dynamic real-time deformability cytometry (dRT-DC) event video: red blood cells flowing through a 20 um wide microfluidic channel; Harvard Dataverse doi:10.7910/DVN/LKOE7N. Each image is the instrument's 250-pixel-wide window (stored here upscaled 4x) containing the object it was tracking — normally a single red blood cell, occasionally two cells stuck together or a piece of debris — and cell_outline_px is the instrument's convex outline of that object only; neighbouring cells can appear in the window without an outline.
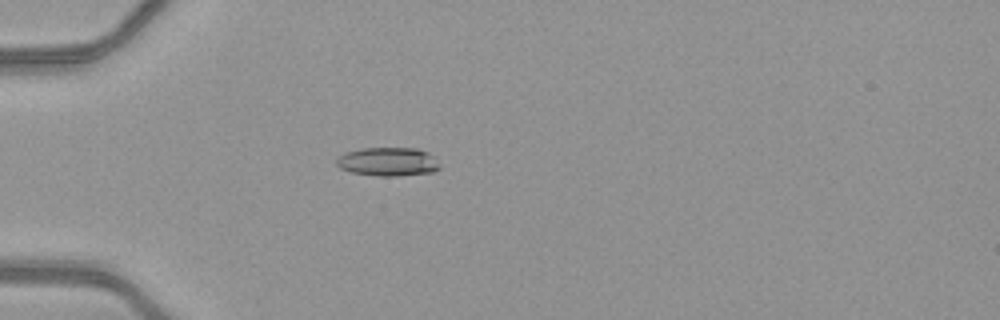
{"species": "common noctule bat (a hibernating species)", "species_latin": "Nyctalus noctula", "temperature_condition": "warm", "stored_images_in_passage": 46, "camera_frame_rate_fps": 3000, "um_per_image_px": 0.085, "animal": {"sex": "female", "body_mass_g": 21.9}, "frame": {"image": 1, "passage_image": 11, "time_ms": 3.333, "image_size_px": [1000, 320], "cell_outline_px": [[440, 168], [432, 172], [400, 176], [376, 176], [352, 172], [340, 168], [336, 164], [336, 160], [344, 152], [360, 148], [416, 148], [428, 152], [440, 164]], "centroid_in_image_um": [32.97, 13.74], "position_along_channel_um": 52.0, "area_um2": 17.34}}
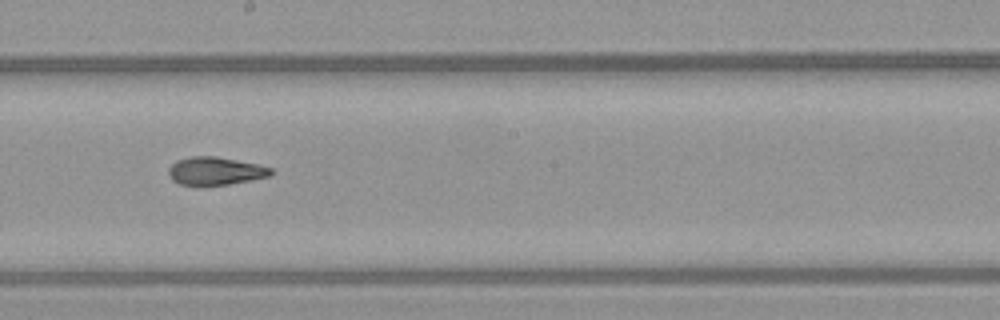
{"frame": {"image": 2, "passage_image": 25, "time_ms": 8.0, "image_size_px": [1000, 320], "cell_outline_px": [[276, 172], [272, 176], [252, 180], [228, 184], [200, 188], [180, 184], [172, 180], [168, 176], [168, 168], [176, 160], [192, 156], [216, 156], [260, 164], [272, 168]], "centroid_in_image_um": [18.32, 14.56], "position_along_channel_um": 229.9, "area_um2": 17.51}}
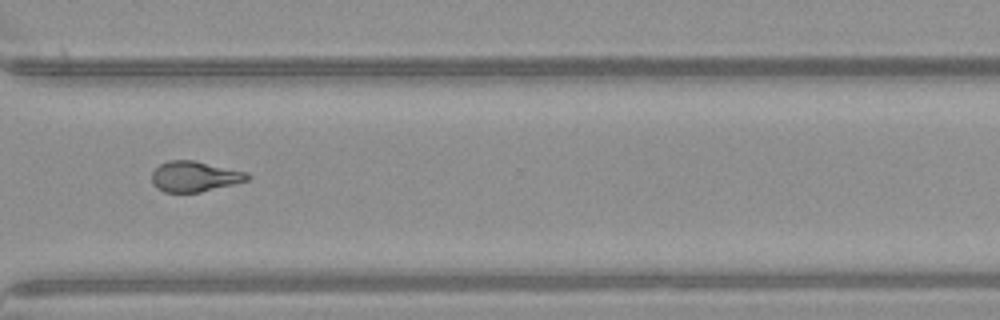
{"frame": {"image": 3, "passage_image": 34, "time_ms": 11.0, "image_size_px": [1000, 320], "cell_outline_px": [[252, 176], [248, 180], [200, 192], [164, 192], [156, 188], [152, 184], [152, 172], [160, 164], [168, 160], [192, 160], [248, 172]], "centroid_in_image_um": [16.53, 15.0], "position_along_channel_um": 354.1, "area_um2": 16.94}, "authors_computed_cell_mechanics": {"area_um2": 17.1377, "velocity_mm_per_s": 4.1564, "shape_relaxation_time_tau1_ms": null, "shape_relaxation_time_tau2_ms": 4.5251, "deformation_change_tau1": null, "deformation_change_tau2": 0.1388}}